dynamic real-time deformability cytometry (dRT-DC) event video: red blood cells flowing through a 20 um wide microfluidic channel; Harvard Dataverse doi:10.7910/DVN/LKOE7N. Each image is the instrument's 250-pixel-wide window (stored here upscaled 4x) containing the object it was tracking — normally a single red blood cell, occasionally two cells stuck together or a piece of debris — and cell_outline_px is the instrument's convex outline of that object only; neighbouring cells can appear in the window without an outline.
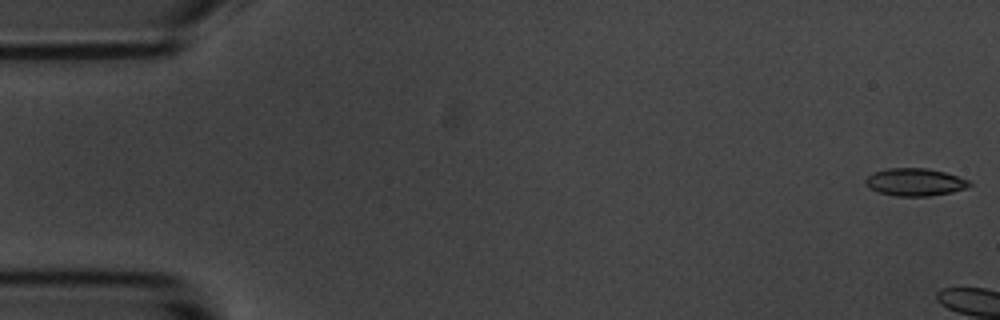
{"species": "common noctule bat (a hibernating species)", "species_latin": "Nyctalus noctula", "temperature_condition": "room temperature", "stored_images_in_passage": 4, "camera_frame_rate_fps": 3000, "um_per_image_px": 0.085, "animal": {"sex": "male", "body_mass_g": 20.1, "forearm_length_mm": 53.5}, "frame": {"image": 1, "passage_image": 1, "time_ms": 0.0, "image_size_px": [1000, 320], "cell_outline_px": [[972, 184], [968, 188], [952, 192], [928, 196], [896, 196], [880, 192], [872, 188], [864, 180], [872, 172], [888, 168], [928, 168], [944, 172], [968, 180]], "centroid_in_image_um": [77.8, 15.47], "position_along_channel_um": 7.2, "area_um2": 16.53}}